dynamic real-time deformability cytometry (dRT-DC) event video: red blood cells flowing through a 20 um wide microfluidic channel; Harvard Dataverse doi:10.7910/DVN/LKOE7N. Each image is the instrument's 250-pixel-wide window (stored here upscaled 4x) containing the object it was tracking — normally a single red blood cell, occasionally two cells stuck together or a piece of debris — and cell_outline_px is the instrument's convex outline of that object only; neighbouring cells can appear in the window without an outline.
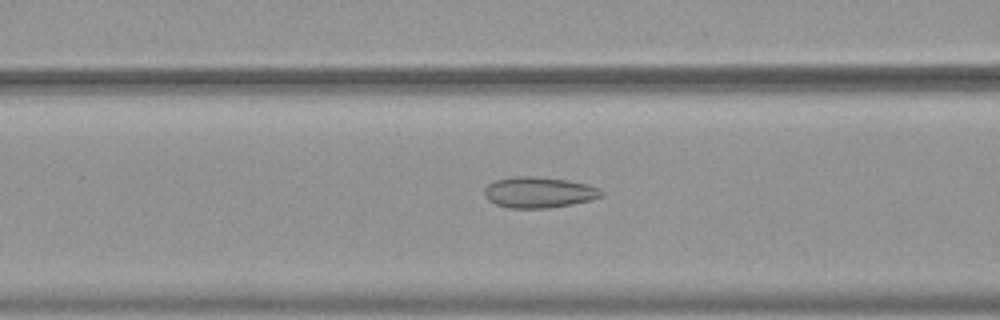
{"species": "common noctule bat (a hibernating species)", "species_latin": "Nyctalus noctula", "temperature_condition": "warm", "stored_images_in_passage": 55, "camera_frame_rate_fps": 3000, "um_per_image_px": 0.085, "animal": {"sex": "female", "body_mass_g": 19.9}, "frame": {"image": 1, "passage_image": 23, "time_ms": 7.333, "image_size_px": [1000, 320], "cell_outline_px": [[604, 196], [592, 200], [572, 204], [548, 208], [508, 208], [496, 204], [488, 200], [484, 196], [484, 188], [488, 184], [496, 180], [516, 176], [532, 176], [568, 180], [588, 184], [600, 188], [604, 192]], "centroid_in_image_um": [45.83, 16.35], "position_along_channel_um": 120.8, "area_um2": 21.27}}
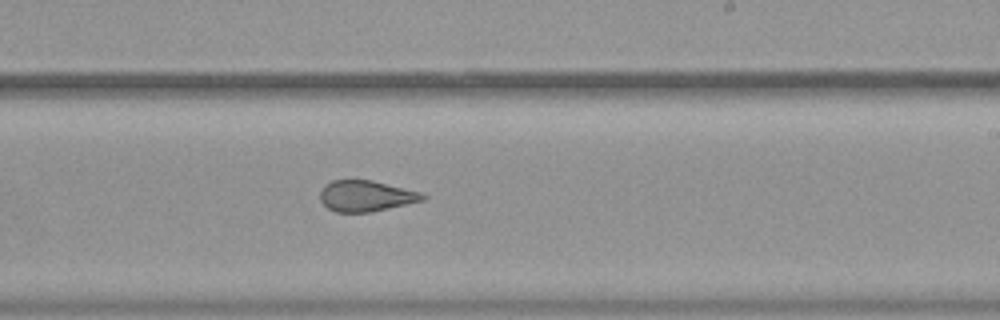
{"frame": {"image": 2, "passage_image": 34, "time_ms": 11.0, "image_size_px": [1000, 320], "cell_outline_px": [[428, 196], [424, 200], [372, 212], [336, 212], [328, 208], [320, 200], [320, 188], [324, 184], [332, 180], [372, 180], [420, 192]], "centroid_in_image_um": [31.08, 16.65], "position_along_channel_um": 257.9, "area_um2": 18.55}}
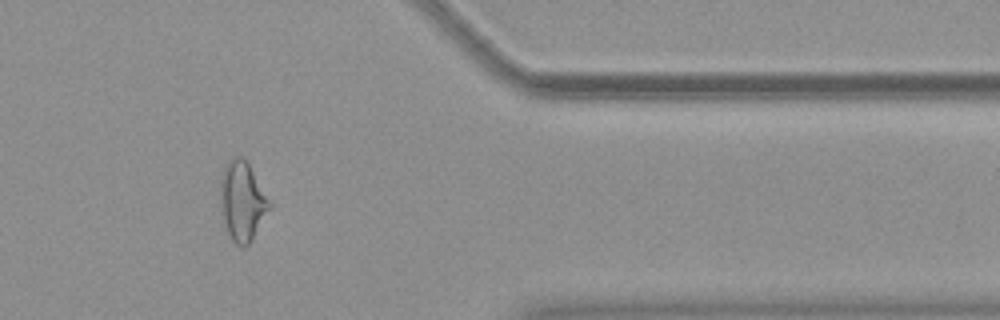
{"frame": {"image": 3, "passage_image": 46, "time_ms": 15.0, "image_size_px": [1000, 320], "cell_outline_px": [[272, 204], [252, 240], [244, 248], [240, 248], [232, 240], [228, 232], [224, 220], [220, 188], [220, 180], [224, 164], [232, 156], [244, 156]], "centroid_in_image_um": [20.6, 17.06], "position_along_channel_um": 390.8, "area_um2": 22.54}, "authors_computed_cell_mechanics": {"area_um2": 23.6402, "velocity_mm_per_s": 3.7495, "shape_relaxation_time_tau1_ms": null, "shape_relaxation_time_tau2_ms": 1.4046, "deformation_change_tau1": null, "deformation_change_tau2": 0.0925}}